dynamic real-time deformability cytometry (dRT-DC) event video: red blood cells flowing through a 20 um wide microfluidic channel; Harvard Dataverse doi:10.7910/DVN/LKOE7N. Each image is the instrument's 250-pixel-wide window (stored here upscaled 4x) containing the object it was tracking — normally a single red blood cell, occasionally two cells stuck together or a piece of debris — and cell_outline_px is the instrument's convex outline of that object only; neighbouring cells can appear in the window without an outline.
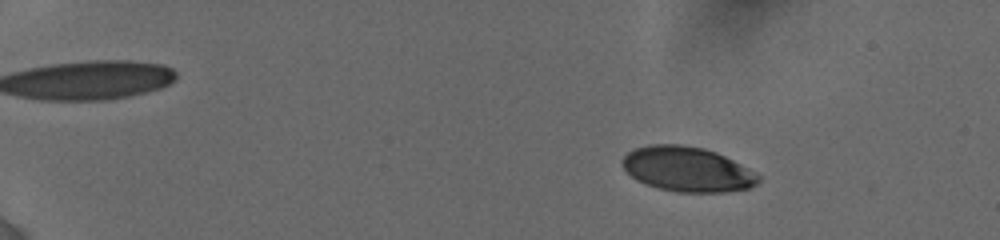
{"species": "human", "species_latin": "Homo sapiens", "temperature_condition": "cold", "stored_images_in_passage": 42, "camera_frame_rate_fps": 3000, "um_per_image_px": 0.085, "donor": {"sex": "female"}, "frame": {"image": 1, "passage_image": 20, "time_ms": 3.333, "image_size_px": [1000, 240], "cell_outline_px": [[760, 180], [756, 184], [748, 188], [728, 192], [676, 192], [644, 184], [636, 180], [624, 168], [620, 160], [628, 152], [636, 148], [648, 144], [680, 144], [704, 148], [716, 152], [748, 168], [760, 176]], "centroid_in_image_um": [58.4, 14.38], "position_along_channel_um": 26.6, "area_um2": 35.55}}
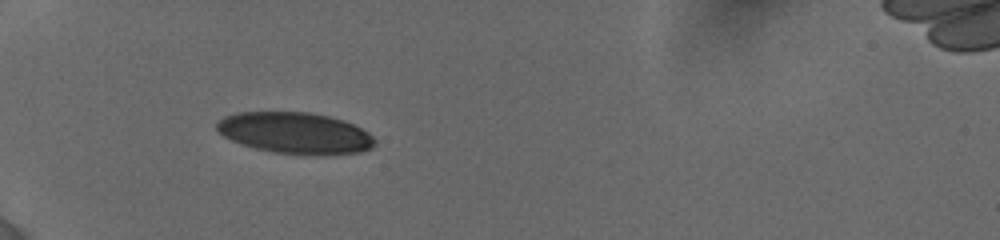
{"frame": {"image": 2, "passage_image": 41, "time_ms": 7.0, "image_size_px": [1000, 240], "cell_outline_px": [[376, 144], [372, 148], [360, 152], [324, 156], [272, 152], [256, 148], [232, 140], [224, 136], [216, 128], [216, 120], [224, 116], [240, 112], [308, 112], [328, 116], [344, 120], [368, 132], [376, 140]], "centroid_in_image_um": [25.11, 11.31], "position_along_channel_um": 59.9, "area_um2": 38.21}}